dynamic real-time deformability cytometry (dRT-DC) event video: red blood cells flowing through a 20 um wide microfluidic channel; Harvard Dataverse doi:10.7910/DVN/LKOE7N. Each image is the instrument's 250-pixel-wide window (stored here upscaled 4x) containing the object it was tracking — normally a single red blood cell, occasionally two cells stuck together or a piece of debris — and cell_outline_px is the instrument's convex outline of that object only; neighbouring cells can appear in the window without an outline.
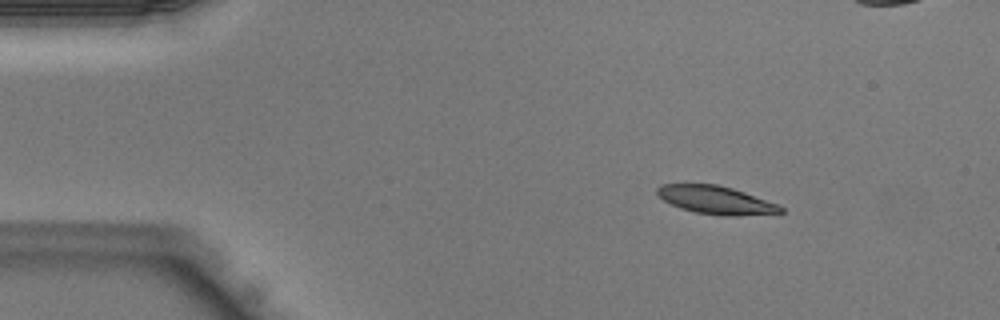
{"species": "Egyptian fruit bat (a non-hibernating species)", "species_latin": "Rousettus aegyptiacus", "temperature_condition": "warm", "stored_images_in_passage": 38, "camera_frame_rate_fps": 3000, "um_per_image_px": 0.085, "animal": {"sex": "male"}, "frame": {"image": 1, "passage_image": 1, "time_ms": 0.0, "image_size_px": [1000, 320], "cell_outline_px": [[784, 212], [736, 216], [720, 216], [696, 212], [680, 208], [664, 200], [656, 192], [656, 188], [660, 184], [716, 184], [732, 188], [744, 192], [776, 204], [784, 208]], "centroid_in_image_um": [60.82, 17.0], "position_along_channel_um": 24.2, "area_um2": 20.0}}
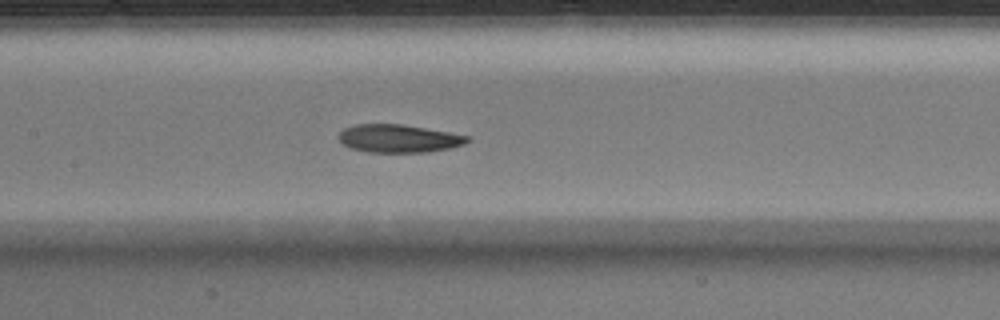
{"frame": {"image": 2, "passage_image": 15, "time_ms": 4.667, "image_size_px": [1000, 320], "cell_outline_px": [[472, 140], [464, 144], [452, 148], [428, 152], [368, 152], [352, 148], [344, 144], [336, 136], [344, 128], [356, 124], [400, 124], [472, 136]], "centroid_in_image_um": [33.93, 11.77], "position_along_channel_um": 173.5, "area_um2": 21.04}}
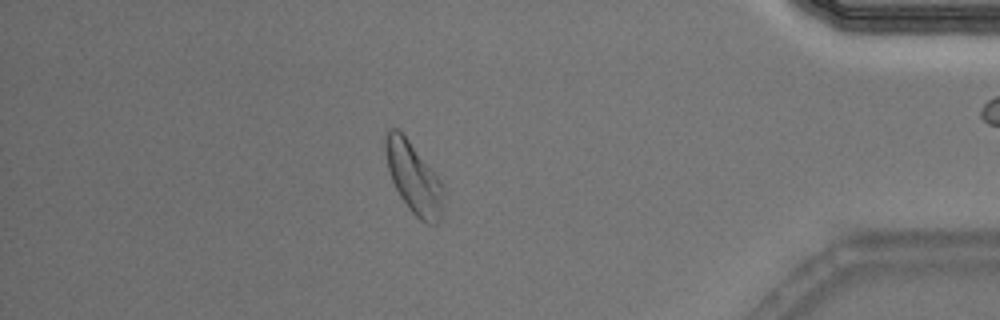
{"frame": {"image": 3, "passage_image": 32, "time_ms": 10.333, "image_size_px": [1000, 320], "cell_outline_px": [[444, 192], [440, 220], [436, 224], [428, 224], [420, 220], [408, 208], [400, 196], [392, 180], [388, 168], [384, 148], [384, 136], [388, 128], [396, 128], [408, 140], [444, 184]], "centroid_in_image_um": [35.16, 15.13], "position_along_channel_um": 400.0, "area_um2": 23.87}}